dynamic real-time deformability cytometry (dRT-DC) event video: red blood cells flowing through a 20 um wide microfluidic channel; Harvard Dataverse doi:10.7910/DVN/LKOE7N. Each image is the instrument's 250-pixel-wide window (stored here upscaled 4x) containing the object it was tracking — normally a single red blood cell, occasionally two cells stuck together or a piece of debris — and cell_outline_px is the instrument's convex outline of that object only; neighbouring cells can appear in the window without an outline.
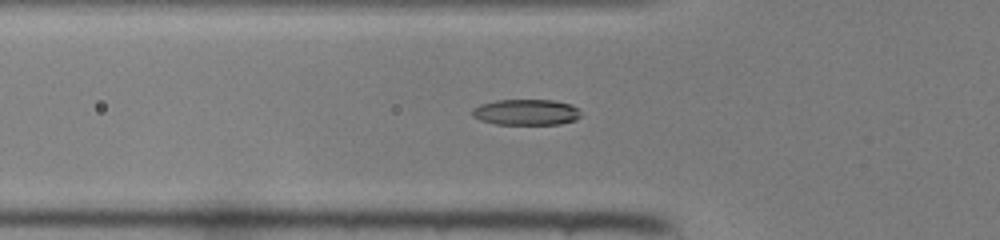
{"species": "common noctule bat (a hibernating species)", "species_latin": "Nyctalus noctula", "temperature_condition": "room temperature", "stored_images_in_passage": 34, "camera_frame_rate_fps": 3000, "um_per_image_px": 0.085, "animal": {"sex": "female", "body_mass_g": 22.0, "forearm_length_mm": 56.7}, "frame": {"image": 1, "passage_image": 7, "time_ms": 2.0, "image_size_px": [1000, 240], "cell_outline_px": [[580, 116], [576, 120], [560, 124], [496, 124], [480, 120], [472, 116], [472, 108], [480, 104], [496, 100], [552, 100], [572, 104], [580, 108]], "centroid_in_image_um": [44.74, 9.53], "position_along_channel_um": 81.1, "area_um2": 16.53}}
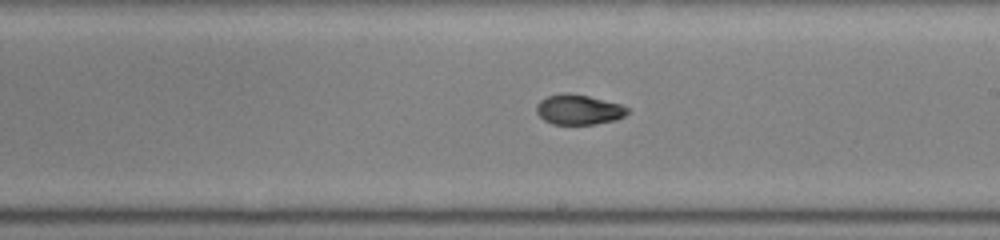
{"frame": {"image": 2, "passage_image": 18, "time_ms": 5.667, "image_size_px": [1000, 240], "cell_outline_px": [[632, 108], [624, 116], [616, 120], [596, 124], [552, 124], [544, 120], [536, 112], [536, 104], [540, 100], [548, 96], [564, 92], [568, 92], [588, 96], [620, 104]], "centroid_in_image_um": [49.2, 9.31], "position_along_channel_um": 239.8, "area_um2": 16.07}}
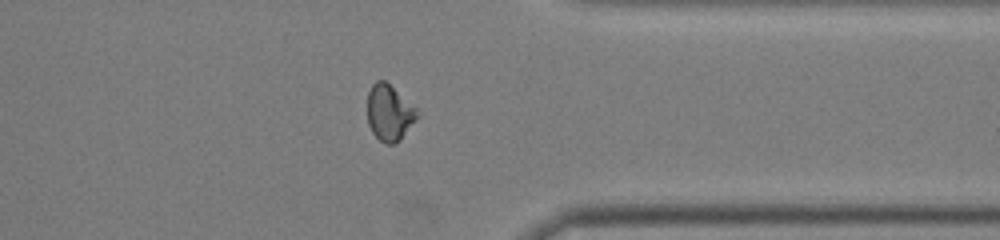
{"frame": {"image": 3, "passage_image": 28, "time_ms": 9.0, "image_size_px": [1000, 240], "cell_outline_px": [[420, 116], [400, 140], [392, 144], [388, 144], [380, 140], [372, 132], [368, 124], [368, 92], [372, 84], [376, 80], [384, 80], [416, 108]], "centroid_in_image_um": [33.1, 9.59], "position_along_channel_um": 378.3, "area_um2": 16.13}}